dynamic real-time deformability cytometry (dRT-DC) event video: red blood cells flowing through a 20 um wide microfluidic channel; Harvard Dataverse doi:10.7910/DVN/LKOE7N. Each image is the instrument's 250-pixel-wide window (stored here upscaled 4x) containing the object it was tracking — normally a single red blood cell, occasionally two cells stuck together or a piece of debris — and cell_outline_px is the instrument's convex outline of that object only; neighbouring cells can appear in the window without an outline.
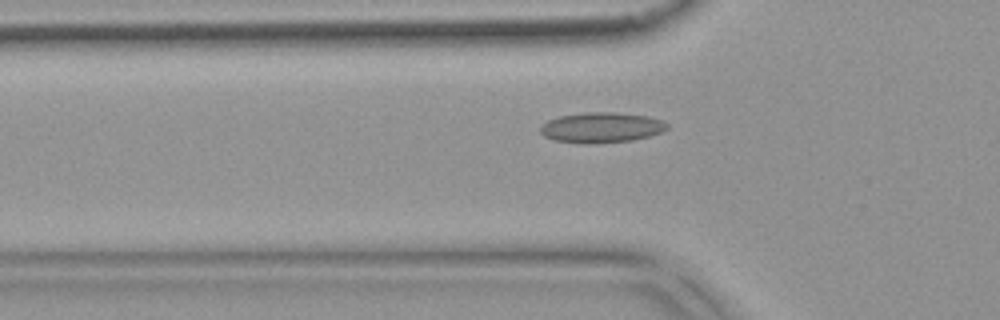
{"species": "common noctule bat (a hibernating species)", "species_latin": "Nyctalus noctula", "temperature_condition": "warm", "stored_images_in_passage": 54, "camera_frame_rate_fps": 3000, "um_per_image_px": 0.085, "animal": {"sex": "female", "body_mass_g": 18.4}, "frame": {"image": 1, "passage_image": 18, "time_ms": 5.667, "image_size_px": [1000, 320], "cell_outline_px": [[668, 128], [660, 132], [648, 136], [632, 140], [596, 144], [580, 144], [552, 140], [544, 136], [540, 132], [540, 128], [548, 120], [560, 116], [584, 112], [616, 112], [648, 116], [660, 120], [668, 124]], "centroid_in_image_um": [51.09, 10.85], "position_along_channel_um": 74.7, "area_um2": 22.54}}
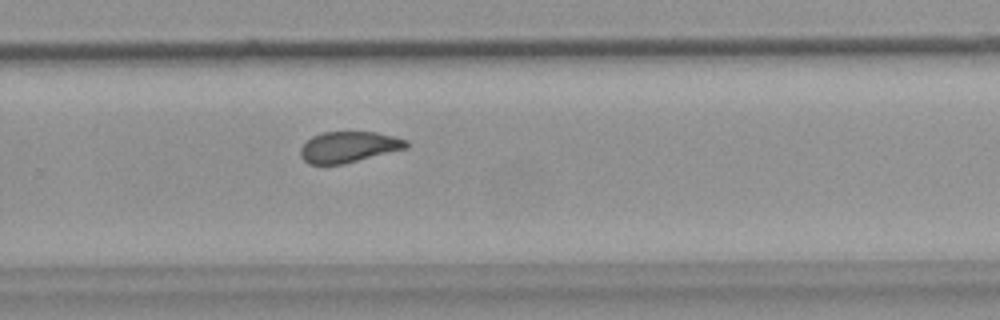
{"frame": {"image": 2, "passage_image": 36, "time_ms": 11.667, "image_size_px": [1000, 320], "cell_outline_px": [[408, 148], [344, 164], [308, 164], [300, 156], [300, 148], [312, 136], [324, 132], [376, 132], [408, 140]], "centroid_in_image_um": [29.65, 12.5], "position_along_channel_um": 300.2, "area_um2": 19.07}}
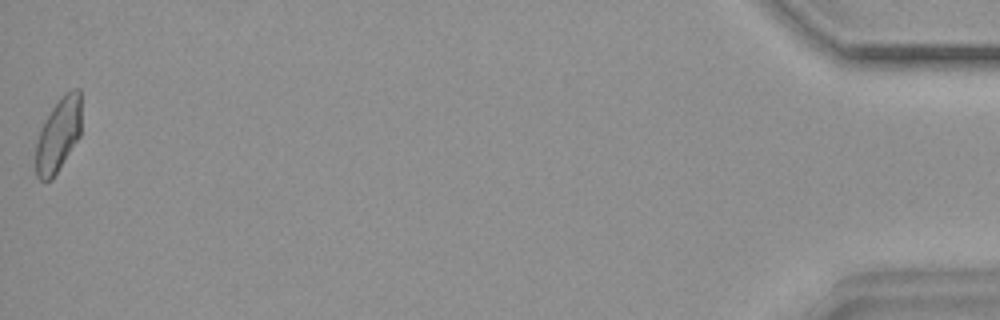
{"frame": {"image": 3, "passage_image": 54, "time_ms": 17.667, "image_size_px": [1000, 320], "cell_outline_px": [[80, 136], [52, 180], [40, 180], [36, 176], [36, 144], [40, 128], [44, 120], [60, 96], [64, 92], [72, 88], [80, 88]], "centroid_in_image_um": [4.95, 11.43], "position_along_channel_um": 430.2, "area_um2": 19.71}, "authors_computed_cell_mechanics": {"area_um2": 20.1144, "velocity_mm_per_s": 3.7617, "shape_relaxation_time_tau1_ms": null, "shape_relaxation_time_tau2_ms": 1.4052, "deformation_change_tau1": null, "deformation_change_tau2": 0.0754}}